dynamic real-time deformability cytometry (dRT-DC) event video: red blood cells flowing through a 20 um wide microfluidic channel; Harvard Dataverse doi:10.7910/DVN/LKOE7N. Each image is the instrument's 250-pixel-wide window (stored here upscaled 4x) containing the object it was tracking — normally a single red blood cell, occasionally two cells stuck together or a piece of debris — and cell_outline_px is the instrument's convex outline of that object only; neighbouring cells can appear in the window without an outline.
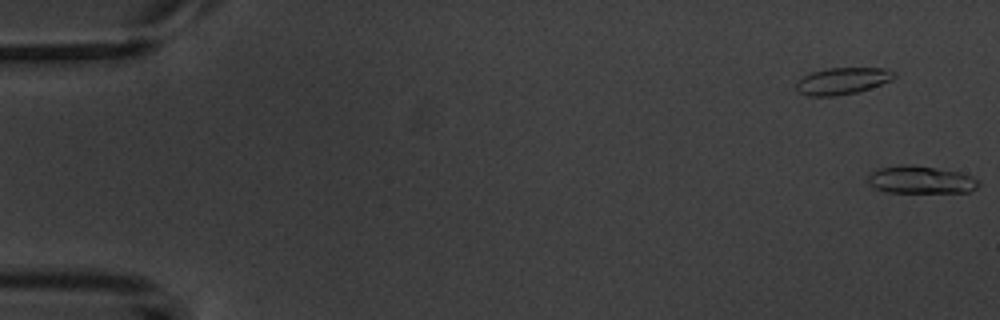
{"species": "common noctule bat (a hibernating species)", "species_latin": "Nyctalus noctula", "temperature_condition": "warm", "stored_images_in_passage": 8, "camera_frame_rate_fps": 3000, "um_per_image_px": 0.085, "animal": {"sex": "male", "body_mass_g": 20.1, "forearm_length_mm": 53.5}, "frame": {"image": 1, "passage_image": 1, "time_ms": 0.0, "image_size_px": [1000, 320], "cell_outline_px": [[980, 184], [976, 188], [968, 192], [888, 192], [876, 188], [868, 180], [868, 176], [872, 172], [880, 168], [908, 164], [960, 172], [972, 176], [980, 180]], "centroid_in_image_um": [78.33, 15.28], "position_along_channel_um": 6.7, "area_um2": 17.51}}
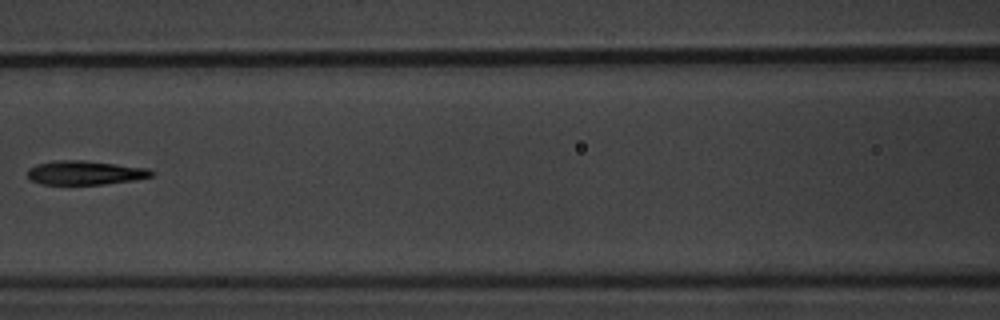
{"frame": {"image": 2, "passage_image": 7, "time_ms": 8.333, "image_size_px": [1000, 320], "cell_outline_px": [[156, 172], [152, 176], [132, 180], [104, 184], [40, 184], [32, 180], [28, 176], [28, 168], [36, 164], [56, 160], [84, 160], [148, 168]], "centroid_in_image_um": [7.22, 14.67], "position_along_channel_um": 159.4, "area_um2": 17.28}}
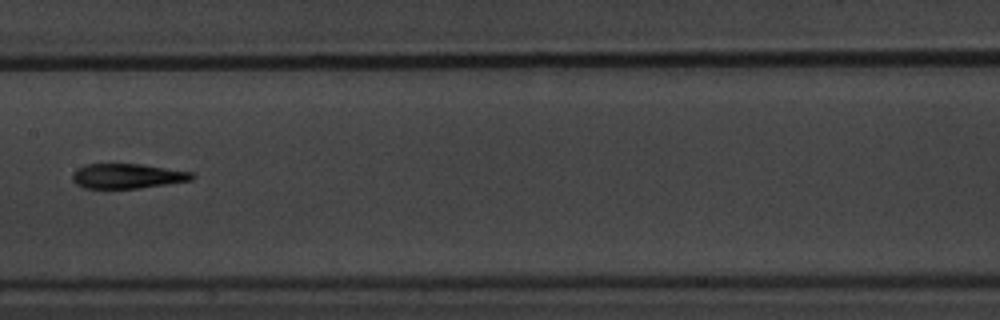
{"frame": {"image": 3, "passage_image": 8, "time_ms": 9.333, "image_size_px": [1000, 320], "cell_outline_px": [[196, 176], [192, 180], [140, 188], [84, 188], [76, 184], [72, 180], [72, 172], [76, 168], [88, 164], [140, 164], [192, 172]], "centroid_in_image_um": [10.8, 14.96], "position_along_channel_um": 196.6, "area_um2": 17.28}}